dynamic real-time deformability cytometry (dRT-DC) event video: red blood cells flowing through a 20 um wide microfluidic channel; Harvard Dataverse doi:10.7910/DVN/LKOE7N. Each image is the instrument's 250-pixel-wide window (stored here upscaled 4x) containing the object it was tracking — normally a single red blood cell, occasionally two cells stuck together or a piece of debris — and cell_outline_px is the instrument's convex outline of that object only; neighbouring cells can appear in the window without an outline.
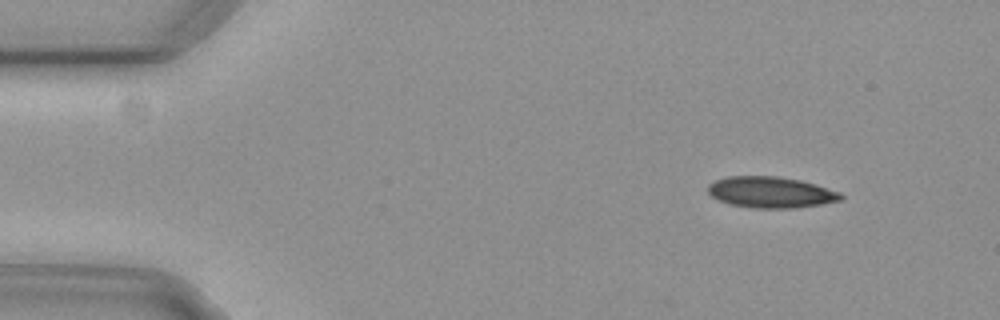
{"species": "common noctule bat (a hibernating species)", "species_latin": "Nyctalus noctula", "temperature_condition": "cold", "stored_images_in_passage": 52, "camera_frame_rate_fps": 3000, "um_per_image_px": 0.085, "animal": {"sex": "female", "body_mass_g": 29.2, "forearm_length_mm": 56.3}, "frame": {"image": 1, "passage_image": 2, "time_ms": 0.333, "image_size_px": [1000, 320], "cell_outline_px": [[844, 196], [840, 200], [820, 204], [796, 208], [756, 208], [732, 204], [720, 200], [712, 196], [708, 192], [708, 184], [716, 180], [728, 176], [776, 176], [800, 180], [816, 184], [840, 192]], "centroid_in_image_um": [65.53, 16.33], "position_along_channel_um": 19.5, "area_um2": 23.93}}
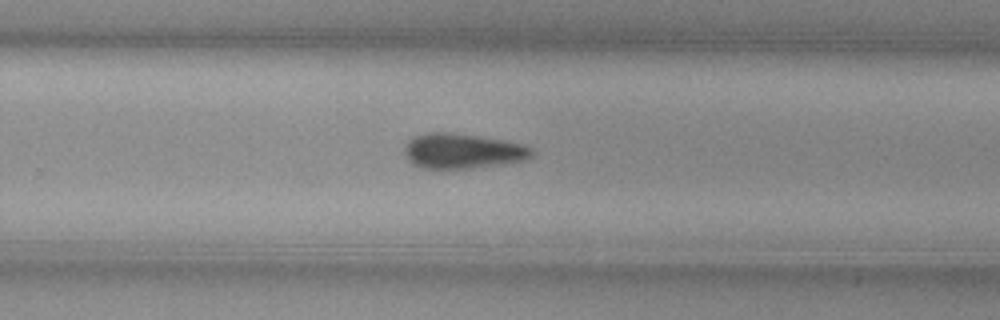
{"frame": {"image": 2, "passage_image": 31, "time_ms": 10.0, "image_size_px": [1000, 320], "cell_outline_px": [[532, 156], [524, 160], [504, 164], [476, 168], [420, 168], [412, 164], [408, 160], [404, 152], [404, 148], [408, 140], [412, 136], [424, 132], [452, 132], [480, 136], [504, 140], [520, 144], [532, 148]], "centroid_in_image_um": [39.27, 12.83], "position_along_channel_um": 290.5, "area_um2": 26.3}}
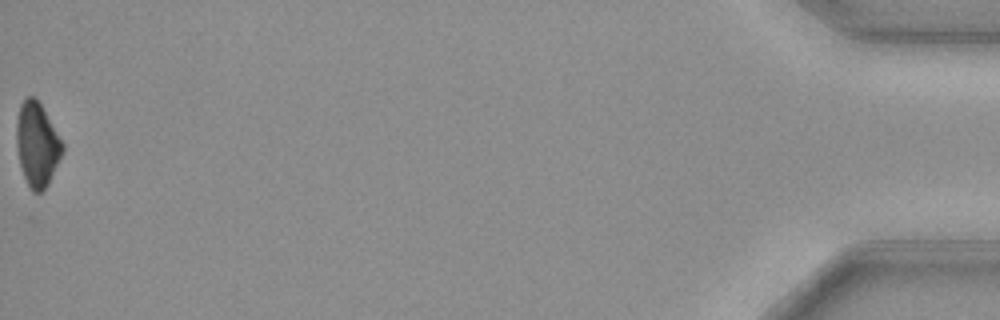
{"frame": {"image": 3, "passage_image": 51, "time_ms": 16.667, "image_size_px": [1000, 320], "cell_outline_px": [[64, 152], [48, 184], [40, 192], [32, 192], [24, 176], [20, 164], [16, 148], [16, 124], [20, 104], [28, 96], [32, 96], [40, 104], [64, 144]], "centroid_in_image_um": [3.15, 12.3], "position_along_channel_um": 432.1, "area_um2": 22.31}}